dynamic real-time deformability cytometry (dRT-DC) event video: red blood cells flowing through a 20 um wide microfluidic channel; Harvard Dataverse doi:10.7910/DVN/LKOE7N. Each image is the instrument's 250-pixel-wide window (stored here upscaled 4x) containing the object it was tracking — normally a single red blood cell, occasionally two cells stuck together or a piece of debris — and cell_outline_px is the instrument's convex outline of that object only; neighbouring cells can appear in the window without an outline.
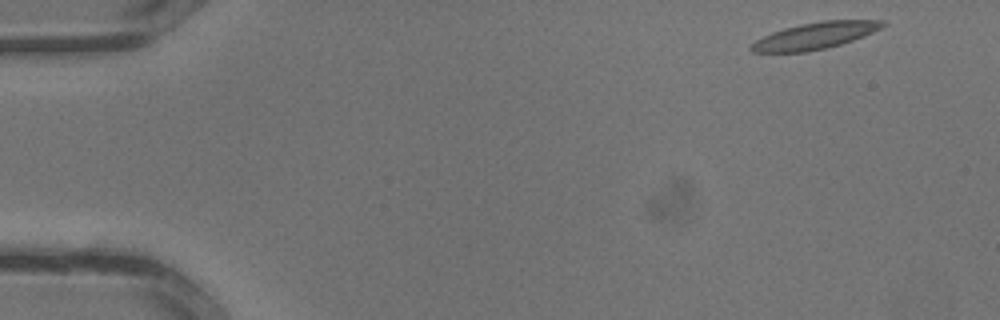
{"species": "common noctule bat (a hibernating species)", "species_latin": "Nyctalus noctula", "temperature_condition": "warm", "stored_images_in_passage": 30, "camera_frame_rate_fps": 3000, "um_per_image_px": 0.085, "animal": {"sex": "male", "body_mass_g": 13.3}, "frame": {"image": 1, "passage_image": 1, "time_ms": 0.0, "image_size_px": [1000, 320], "cell_outline_px": [[888, 24], [864, 36], [840, 44], [824, 48], [804, 52], [752, 52], [748, 48], [756, 40], [772, 32], [784, 28], [800, 24], [824, 20], [884, 20]], "centroid_in_image_um": [69.28, 3.03], "position_along_channel_um": 15.7, "area_um2": 20.23}}
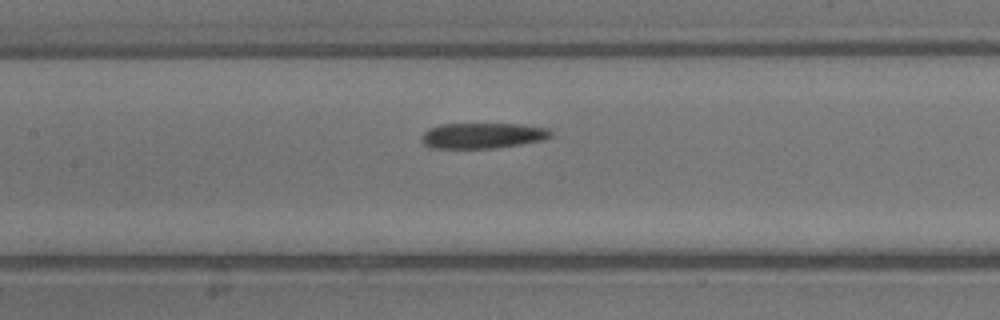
{"frame": {"image": 2, "passage_image": 14, "time_ms": 4.333, "image_size_px": [1000, 320], "cell_outline_px": [[552, 136], [544, 140], [496, 148], [428, 148], [420, 140], [420, 136], [428, 128], [440, 124], [524, 124], [548, 128], [552, 132]], "centroid_in_image_um": [41.0, 11.52], "position_along_channel_um": 166.4, "area_um2": 19.54}}
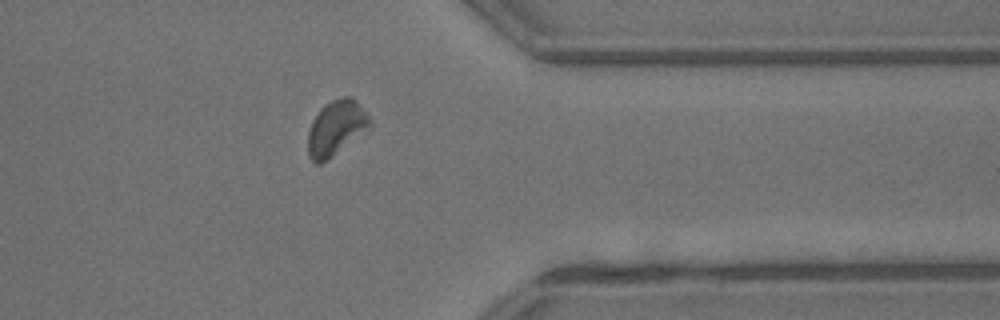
{"frame": {"image": 3, "passage_image": 25, "time_ms": 8.0, "image_size_px": [1000, 320], "cell_outline_px": [[372, 128], [328, 160], [320, 164], [316, 164], [308, 156], [308, 132], [312, 120], [320, 108], [324, 104], [332, 100], [344, 96], [352, 96], [356, 100], [368, 116], [372, 124]], "centroid_in_image_um": [28.58, 10.89], "position_along_channel_um": 382.8, "area_um2": 20.23}}